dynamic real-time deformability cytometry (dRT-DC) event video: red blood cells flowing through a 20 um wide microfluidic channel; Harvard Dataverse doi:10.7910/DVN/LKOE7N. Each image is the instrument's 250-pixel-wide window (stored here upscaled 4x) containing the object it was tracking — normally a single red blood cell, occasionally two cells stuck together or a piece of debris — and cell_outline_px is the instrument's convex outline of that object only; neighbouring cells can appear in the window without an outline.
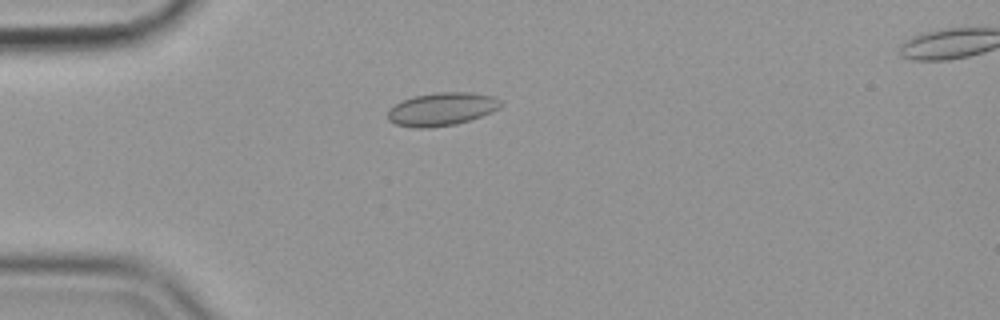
{"species": "common noctule bat (a hibernating species)", "species_latin": "Nyctalus noctula", "temperature_condition": "cold", "stored_images_in_passage": 36, "camera_frame_rate_fps": 3000, "um_per_image_px": 0.085, "animal": {"sex": "female", "body_mass_g": 19.9}, "frame": {"image": 1, "passage_image": 3, "time_ms": 0.667, "image_size_px": [1000, 320], "cell_outline_px": [[504, 104], [500, 108], [480, 116], [456, 124], [428, 128], [416, 128], [396, 124], [388, 120], [388, 108], [412, 96], [436, 92], [472, 92], [496, 96]], "centroid_in_image_um": [37.57, 9.26], "position_along_channel_um": 47.4, "area_um2": 21.91}}
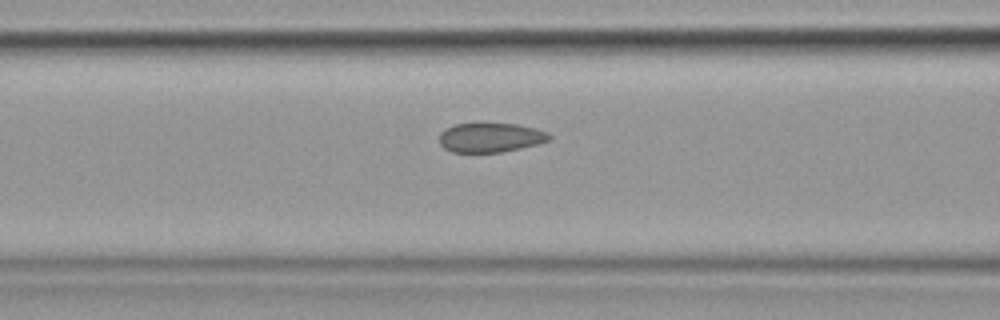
{"frame": {"image": 2, "passage_image": 11, "time_ms": 3.333, "image_size_px": [1000, 320], "cell_outline_px": [[552, 136], [548, 140], [536, 144], [520, 148], [500, 152], [452, 152], [444, 148], [440, 144], [440, 132], [444, 128], [456, 124], [480, 120], [516, 124], [536, 128], [548, 132]], "centroid_in_image_um": [41.65, 11.63], "position_along_channel_um": 124.9, "area_um2": 19.54}}
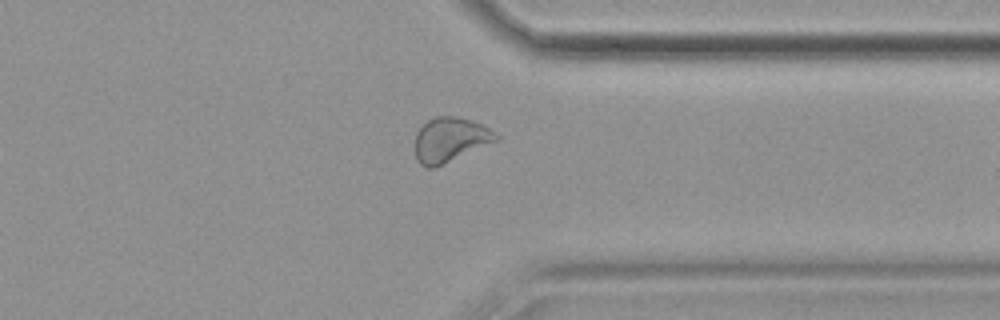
{"frame": {"image": 3, "passage_image": 32, "time_ms": 10.333, "image_size_px": [1000, 320], "cell_outline_px": [[500, 140], [436, 168], [428, 168], [420, 164], [416, 160], [416, 132], [428, 120], [436, 116], [456, 116], [480, 124], [488, 128], [500, 136]], "centroid_in_image_um": [38.28, 11.9], "position_along_channel_um": 373.1, "area_um2": 21.15}, "authors_computed_cell_mechanics": {"area_um2": 19.8254, "velocity_mm_per_s": 3.5705, "shape_relaxation_time_tau1_ms": null, "shape_relaxation_time_tau2_ms": 1.3081, "deformation_change_tau1": null, "deformation_change_tau2": 0.0617}}